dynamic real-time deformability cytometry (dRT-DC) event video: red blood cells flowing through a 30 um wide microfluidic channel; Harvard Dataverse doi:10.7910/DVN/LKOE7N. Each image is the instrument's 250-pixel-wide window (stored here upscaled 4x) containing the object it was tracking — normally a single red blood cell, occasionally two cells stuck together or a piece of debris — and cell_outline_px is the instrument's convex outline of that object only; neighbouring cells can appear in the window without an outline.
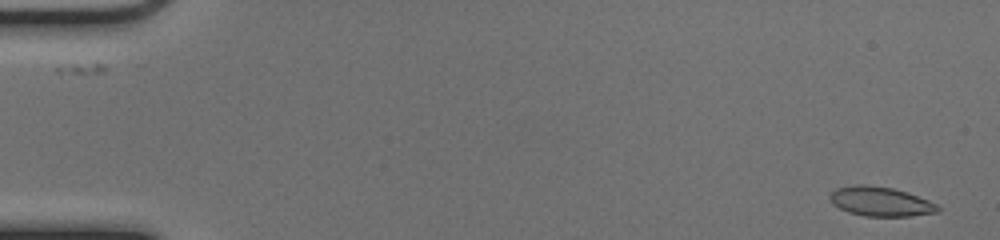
{"species": "common noctule bat (a hibernating species)", "species_latin": "Nyctalus noctula", "temperature_condition": "cold", "stored_images_in_passage": 52, "camera_frame_rate_fps": 3000, "um_per_image_px": 0.085, "animal": {"sex": "female", "body_mass_g": 17.0, "forearm_length_mm": 48.0}, "frame": {"image": 1, "passage_image": 2, "time_ms": 0.333, "image_size_px": [1000, 240], "cell_outline_px": [[940, 212], [908, 216], [864, 216], [848, 212], [832, 204], [828, 196], [836, 188], [856, 184], [864, 184], [892, 188], [908, 192], [928, 200], [936, 204], [940, 208]], "centroid_in_image_um": [74.83, 17.12], "position_along_channel_um": 10.2, "area_um2": 18.55}}
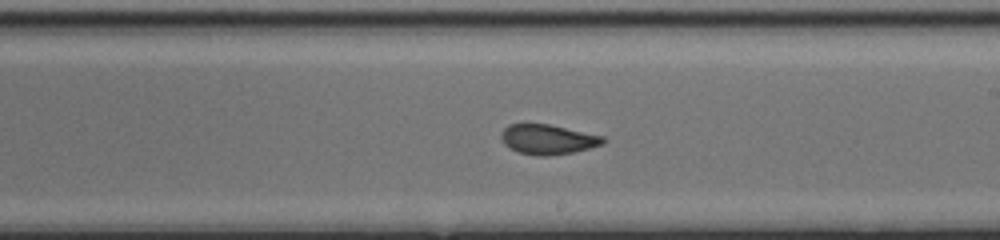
{"frame": {"image": 2, "passage_image": 31, "time_ms": 10.0, "image_size_px": [1000, 240], "cell_outline_px": [[604, 144], [572, 152], [548, 156], [536, 156], [516, 152], [504, 144], [500, 136], [500, 132], [508, 124], [548, 124], [604, 136]], "centroid_in_image_um": [46.52, 11.85], "position_along_channel_um": 242.5, "area_um2": 17.74}}
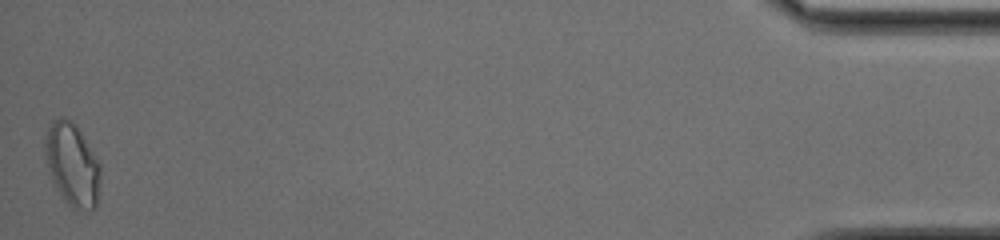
{"frame": {"image": 3, "passage_image": 52, "time_ms": 17.0, "image_size_px": [1000, 240], "cell_outline_px": [[100, 176], [96, 208], [92, 212], [88, 212], [72, 208], [64, 200], [52, 180], [44, 152], [44, 140], [48, 128], [52, 120], [60, 116], [64, 116], [72, 120], [76, 124], [100, 164]], "centroid_in_image_um": [6.14, 13.98], "position_along_channel_um": 429.1, "area_um2": 26.93}, "authors_computed_cell_mechanics": {"area_um2": 18.4671, "velocity_mm_per_s": 3.9901, "shape_relaxation_time_tau1_ms": null, "shape_relaxation_time_tau2_ms": 0.6501, "deformation_change_tau1": null, "deformation_change_tau2": 0.0459}}